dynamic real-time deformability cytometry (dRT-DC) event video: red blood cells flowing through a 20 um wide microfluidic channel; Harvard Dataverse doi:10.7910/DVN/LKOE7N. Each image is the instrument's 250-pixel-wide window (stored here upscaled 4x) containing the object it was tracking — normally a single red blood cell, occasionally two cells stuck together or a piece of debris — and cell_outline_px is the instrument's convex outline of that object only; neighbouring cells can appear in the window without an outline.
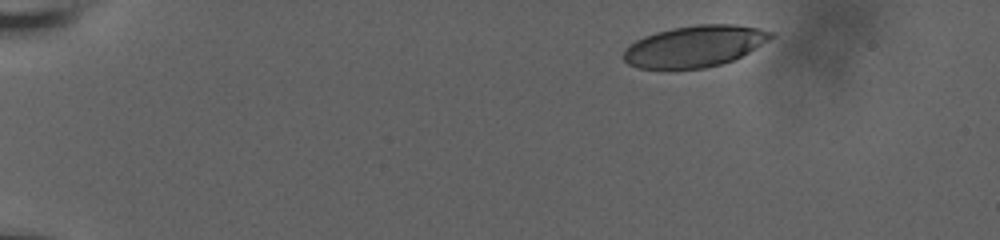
{"species": "human", "species_latin": "Homo sapiens", "temperature_condition": "room temperature", "stored_images_in_passage": 44, "camera_frame_rate_fps": 3000, "um_per_image_px": 0.085, "donor": {"sex": "male"}, "frame": {"image": 1, "passage_image": 1, "time_ms": 0.0, "image_size_px": [1000, 240], "cell_outline_px": [[776, 36], [748, 52], [732, 60], [720, 64], [704, 68], [636, 68], [628, 64], [624, 60], [624, 48], [636, 40], [644, 36], [656, 32], [672, 28], [696, 24], [736, 24], [776, 32]], "centroid_in_image_um": [59.05, 3.91], "position_along_channel_um": 25.9, "area_um2": 35.43}}
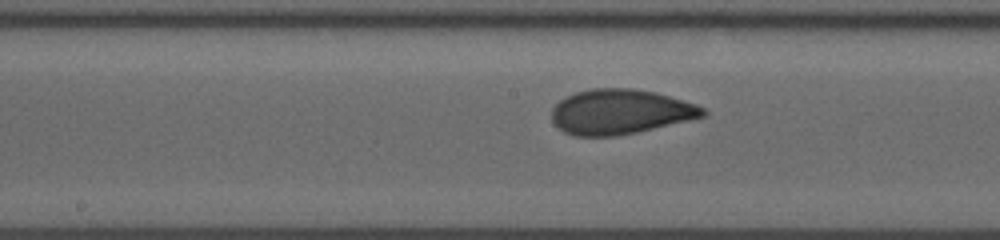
{"frame": {"image": 2, "passage_image": 24, "time_ms": 7.667, "image_size_px": [1000, 240], "cell_outline_px": [[708, 112], [704, 116], [688, 120], [636, 132], [616, 136], [576, 136], [564, 132], [552, 120], [552, 108], [560, 100], [576, 92], [592, 88], [632, 88], [656, 92], [696, 104], [704, 108]], "centroid_in_image_um": [52.72, 9.49], "position_along_channel_um": 195.5, "area_um2": 39.3}}
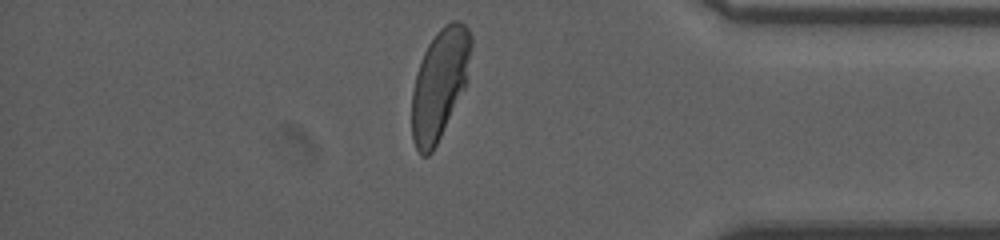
{"frame": {"image": 3, "passage_image": 42, "time_ms": 13.667, "image_size_px": [1000, 240], "cell_outline_px": [[472, 48], [464, 88], [432, 152], [428, 156], [420, 156], [412, 140], [412, 92], [416, 72], [424, 52], [428, 44], [436, 32], [444, 24], [452, 20], [460, 20], [468, 28], [472, 36]], "centroid_in_image_um": [37.35, 7.1], "position_along_channel_um": 397.8, "area_um2": 37.8}, "authors_computed_cell_mechanics": {"area_um2": 38.7838, "velocity_mm_per_s": 3.7137, "shape_relaxation_time_tau1_ms": 7.0987, "shape_relaxation_time_tau2_ms": 0.8298, "deformation_change_tau1": 0.207, "deformation_change_tau2": 0.0615}}